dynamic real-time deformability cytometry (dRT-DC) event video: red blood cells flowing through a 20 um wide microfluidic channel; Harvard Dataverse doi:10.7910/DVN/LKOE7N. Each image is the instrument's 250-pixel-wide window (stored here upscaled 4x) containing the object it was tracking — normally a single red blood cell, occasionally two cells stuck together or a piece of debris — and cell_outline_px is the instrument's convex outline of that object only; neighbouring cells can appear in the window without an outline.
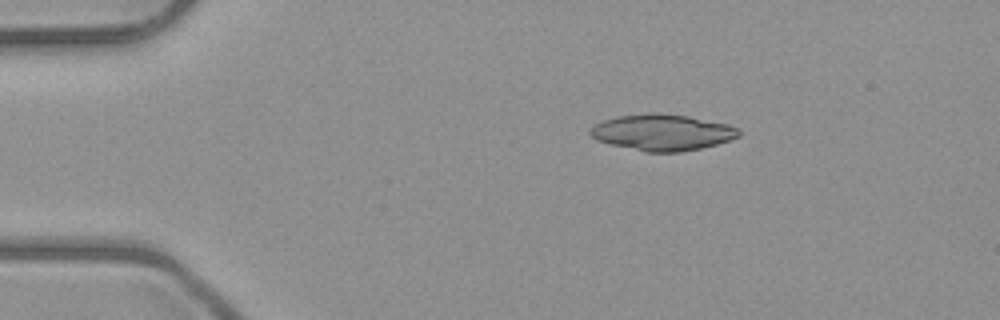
{"species": "common noctule bat (a hibernating species)", "species_latin": "Nyctalus noctula", "temperature_condition": "room temperature", "stored_images_in_passage": 5, "camera_frame_rate_fps": 3000, "um_per_image_px": 0.085, "animal": {"sex": "male", "body_mass_g": 23.1, "forearm_length_mm": 52.7}, "frame": {"image": 1, "passage_image": 3, "time_ms": 2.333, "image_size_px": [1000, 320], "cell_outline_px": [[740, 136], [716, 144], [700, 148], [680, 152], [644, 152], [596, 140], [588, 132], [596, 124], [604, 120], [616, 116], [688, 116], [728, 124], [740, 128]], "centroid_in_image_um": [56.33, 11.3], "position_along_channel_um": 28.7, "area_um2": 30.23}}